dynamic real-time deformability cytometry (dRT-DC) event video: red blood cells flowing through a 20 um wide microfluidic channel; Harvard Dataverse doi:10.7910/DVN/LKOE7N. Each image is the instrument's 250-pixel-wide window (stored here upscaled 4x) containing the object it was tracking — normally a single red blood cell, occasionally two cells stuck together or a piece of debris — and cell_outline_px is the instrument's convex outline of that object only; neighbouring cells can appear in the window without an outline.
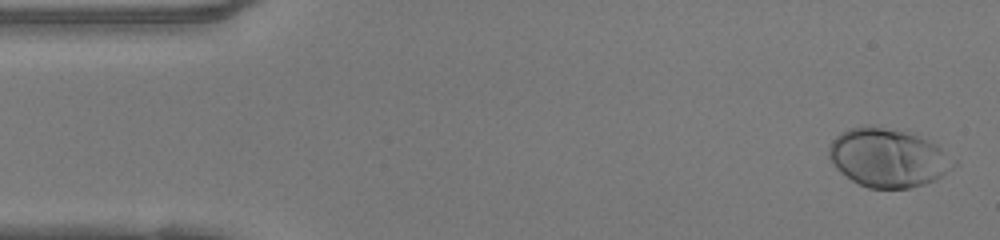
{"species": "human", "species_latin": "Homo sapiens", "temperature_condition": "warm", "stored_images_in_passage": 49, "camera_frame_rate_fps": 3000, "um_per_image_px": 0.085, "donor": {"sex": "female"}, "frame": {"image": 1, "passage_image": 2, "time_ms": 0.333, "image_size_px": [1000, 240], "cell_outline_px": [[960, 164], [940, 176], [924, 184], [908, 188], [868, 188], [852, 180], [840, 172], [836, 168], [828, 156], [828, 144], [840, 132], [848, 128], [872, 124], [904, 132], [928, 140], [936, 144], [956, 160]], "centroid_in_image_um": [75.46, 13.4], "position_along_channel_um": 9.5, "area_um2": 42.66}}
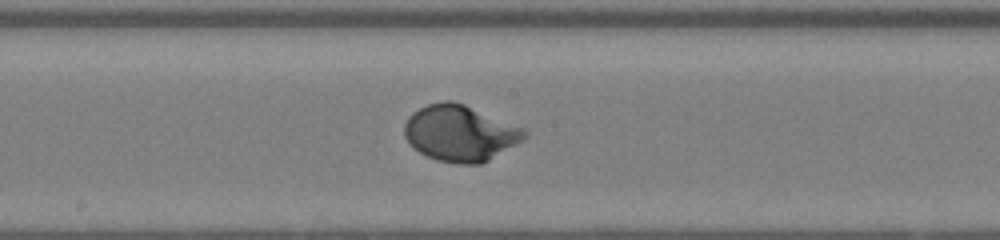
{"frame": {"image": 2, "passage_image": 25, "time_ms": 8.0, "image_size_px": [1000, 240], "cell_outline_px": [[528, 136], [524, 140], [488, 160], [480, 164], [456, 164], [436, 160], [412, 148], [408, 144], [404, 136], [404, 124], [408, 116], [412, 112], [428, 104], [444, 100], [452, 100], [464, 104], [524, 128], [528, 132]], "centroid_in_image_um": [39.09, 11.32], "position_along_channel_um": 209.1, "area_um2": 39.48}}
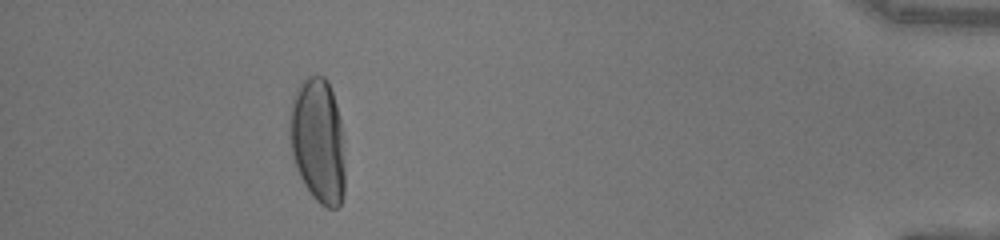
{"frame": {"image": 3, "passage_image": 44, "time_ms": 14.333, "image_size_px": [1000, 240], "cell_outline_px": [[344, 196], [340, 204], [336, 208], [328, 208], [320, 204], [312, 196], [304, 184], [296, 168], [292, 156], [288, 136], [288, 120], [292, 96], [300, 84], [308, 76], [324, 76], [328, 80], [336, 104], [340, 120], [344, 168]], "centroid_in_image_um": [26.99, 11.96], "position_along_channel_um": 408.2, "area_um2": 40.58}, "authors_computed_cell_mechanics": {"area_um2": 38.437, "velocity_mm_per_s": 4.1398, "shape_relaxation_time_tau1_ms": 2.8434, "shape_relaxation_time_tau2_ms": null, "deformation_change_tau1": 0.2142, "deformation_change_tau2": null}}